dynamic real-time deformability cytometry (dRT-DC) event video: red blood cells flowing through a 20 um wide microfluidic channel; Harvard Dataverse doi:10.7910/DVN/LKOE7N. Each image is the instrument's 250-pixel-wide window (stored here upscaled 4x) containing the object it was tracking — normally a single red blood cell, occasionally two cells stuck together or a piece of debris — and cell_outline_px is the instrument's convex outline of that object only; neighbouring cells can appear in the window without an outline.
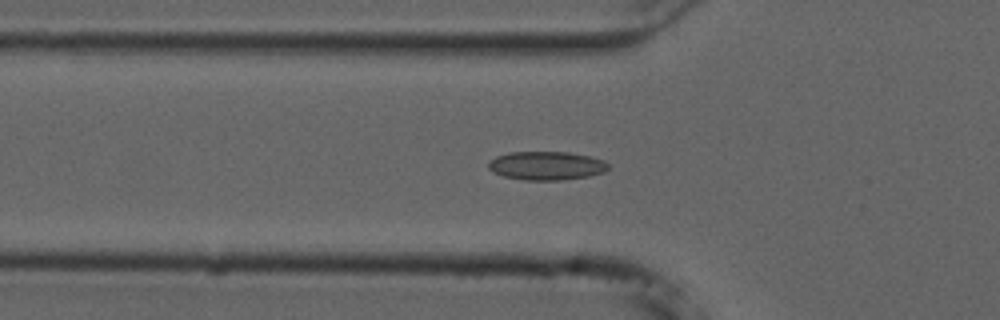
{"species": "common noctule bat (a hibernating species)", "species_latin": "Nyctalus noctula", "temperature_condition": "cold", "stored_images_in_passage": 56, "camera_frame_rate_fps": 3000, "um_per_image_px": 0.085, "animal": {"sex": "male", "forearm_length_mm": 52.5}, "frame": {"image": 1, "passage_image": 19, "time_ms": 6.0, "image_size_px": [1000, 320], "cell_outline_px": [[608, 168], [604, 172], [588, 176], [560, 180], [524, 180], [504, 176], [492, 172], [488, 168], [488, 164], [496, 156], [512, 152], [568, 152], [592, 156], [604, 160], [608, 164]], "centroid_in_image_um": [46.46, 14.08], "position_along_channel_um": 79.3, "area_um2": 19.94}}
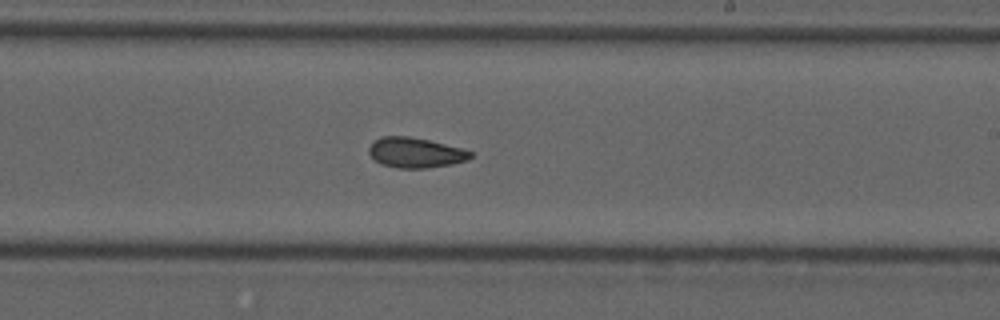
{"frame": {"image": 2, "passage_image": 33, "time_ms": 10.667, "image_size_px": [1000, 320], "cell_outline_px": [[472, 156], [468, 160], [452, 164], [428, 168], [400, 168], [380, 164], [368, 152], [368, 148], [376, 140], [384, 136], [408, 136], [428, 140], [460, 148], [472, 152]], "centroid_in_image_um": [35.32, 12.98], "position_along_channel_um": 253.7, "area_um2": 17.63}}
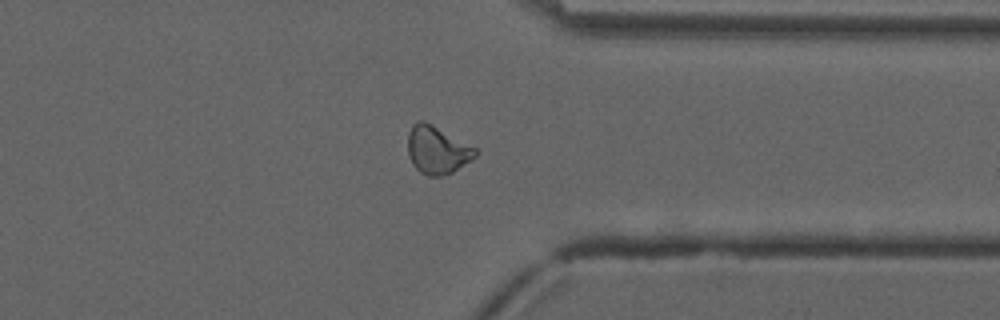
{"frame": {"image": 3, "passage_image": 43, "time_ms": 14.0, "image_size_px": [1000, 320], "cell_outline_px": [[476, 156], [452, 172], [440, 176], [428, 176], [420, 172], [412, 164], [408, 156], [408, 132], [412, 124], [420, 120], [424, 120], [476, 148]], "centroid_in_image_um": [37.11, 12.74], "position_along_channel_um": 374.3, "area_um2": 18.61}, "authors_computed_cell_mechanics": {"area_um2": 18.6116, "velocity_mm_per_s": 3.7252, "shape_relaxation_time_tau1_ms": null, "shape_relaxation_time_tau2_ms": 2.9722, "deformation_change_tau1": null, "deformation_change_tau2": 0.0856}}